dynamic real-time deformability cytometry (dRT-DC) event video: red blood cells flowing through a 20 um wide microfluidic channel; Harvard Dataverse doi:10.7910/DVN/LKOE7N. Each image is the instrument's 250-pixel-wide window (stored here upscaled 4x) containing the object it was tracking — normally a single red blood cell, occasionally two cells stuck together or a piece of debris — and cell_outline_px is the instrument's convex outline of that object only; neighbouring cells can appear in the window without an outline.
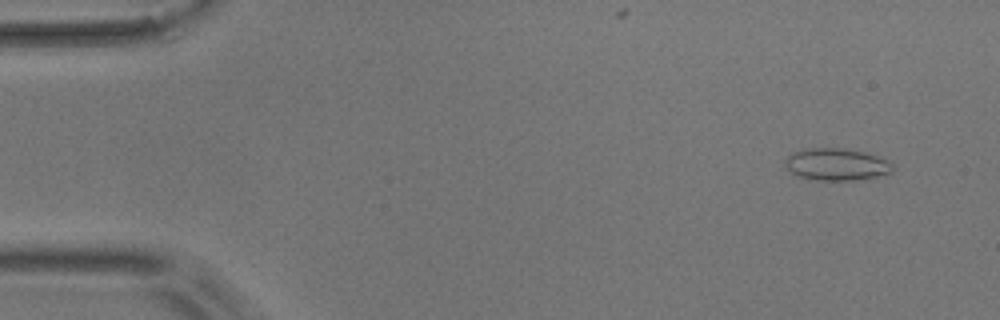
{"species": "common noctule bat (a hibernating species)", "species_latin": "Nyctalus noctula", "temperature_condition": "room temperature", "stored_images_in_passage": 5, "camera_frame_rate_fps": 3000, "um_per_image_px": 0.085, "animal": {"sex": "male", "body_mass_g": 17.9}, "frame": {"image": 1, "passage_image": 1, "time_ms": 0.0, "image_size_px": [1000, 320], "cell_outline_px": [[892, 172], [876, 176], [856, 180], [816, 180], [796, 176], [784, 164], [784, 160], [792, 152], [808, 148], [840, 148], [864, 152], [876, 156], [892, 164]], "centroid_in_image_um": [71.04, 13.97], "position_along_channel_um": 14.0, "area_um2": 19.88}}